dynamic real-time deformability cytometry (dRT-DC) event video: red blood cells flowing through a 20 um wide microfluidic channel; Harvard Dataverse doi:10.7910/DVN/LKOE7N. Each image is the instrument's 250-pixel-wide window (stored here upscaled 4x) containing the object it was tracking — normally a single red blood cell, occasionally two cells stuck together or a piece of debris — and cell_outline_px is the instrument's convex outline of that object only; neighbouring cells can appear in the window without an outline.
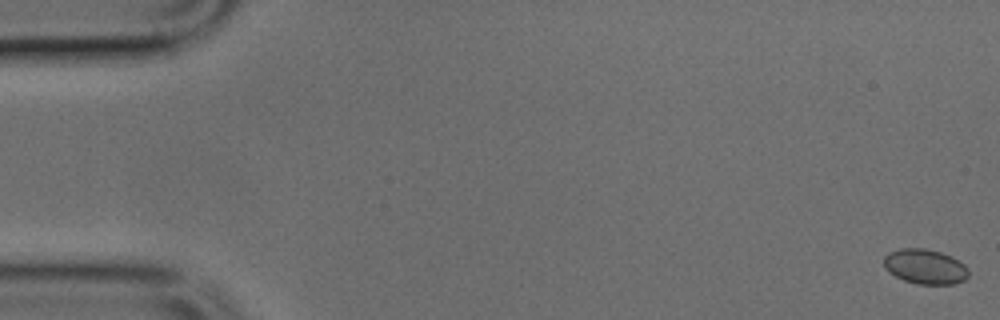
{"species": "common noctule bat (a hibernating species)", "species_latin": "Nyctalus noctula", "temperature_condition": "cold", "stored_images_in_passage": 46, "camera_frame_rate_fps": 3000, "um_per_image_px": 0.085, "animal": {"sex": "male", "body_mass_g": 17.9, "forearm_length_mm": 54.2}, "frame": {"image": 1, "passage_image": 1, "time_ms": 0.0, "image_size_px": [1000, 320], "cell_outline_px": [[968, 276], [964, 280], [952, 284], [916, 284], [904, 280], [896, 276], [884, 268], [884, 256], [888, 252], [900, 248], [924, 248], [940, 252], [952, 256], [964, 264], [968, 268]], "centroid_in_image_um": [78.63, 22.65], "position_along_channel_um": 6.4, "area_um2": 17.28}}
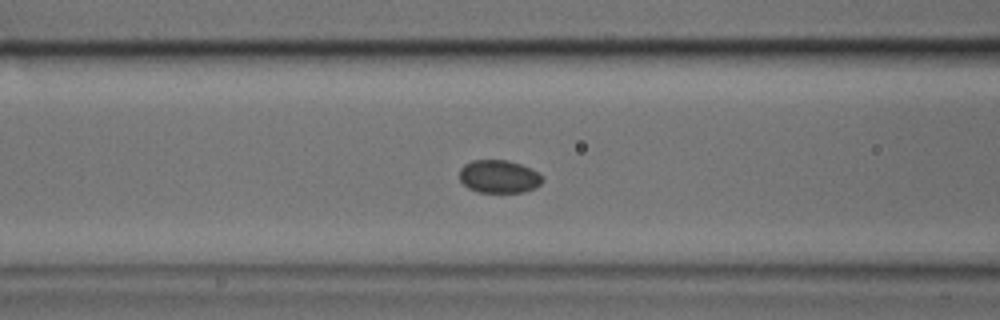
{"frame": {"image": 2, "passage_image": 20, "time_ms": 6.333, "image_size_px": [1000, 320], "cell_outline_px": [[544, 180], [536, 188], [524, 192], [480, 192], [468, 188], [460, 180], [460, 168], [464, 164], [472, 160], [508, 160], [520, 164], [536, 172]], "centroid_in_image_um": [42.39, 15.01], "position_along_channel_um": 124.2, "area_um2": 15.84}}
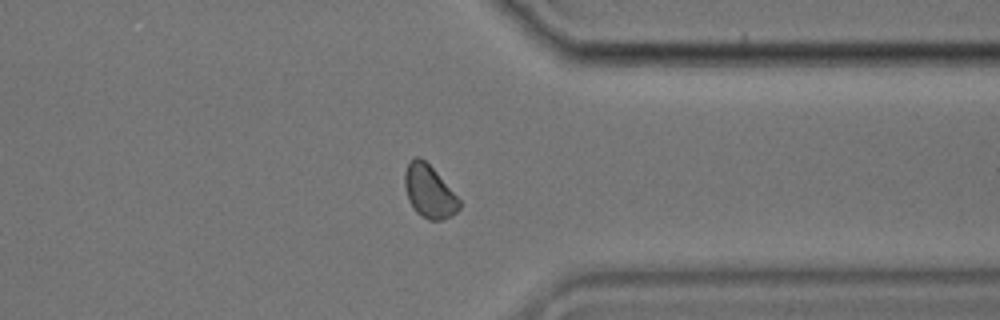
{"frame": {"image": 3, "passage_image": 39, "time_ms": 12.667, "image_size_px": [1000, 320], "cell_outline_px": [[460, 208], [456, 212], [440, 220], [428, 220], [420, 216], [416, 212], [408, 200], [404, 184], [404, 172], [408, 164], [416, 156], [420, 156], [436, 172], [460, 200]], "centroid_in_image_um": [36.45, 16.28], "position_along_channel_um": 374.9, "area_um2": 16.53}}